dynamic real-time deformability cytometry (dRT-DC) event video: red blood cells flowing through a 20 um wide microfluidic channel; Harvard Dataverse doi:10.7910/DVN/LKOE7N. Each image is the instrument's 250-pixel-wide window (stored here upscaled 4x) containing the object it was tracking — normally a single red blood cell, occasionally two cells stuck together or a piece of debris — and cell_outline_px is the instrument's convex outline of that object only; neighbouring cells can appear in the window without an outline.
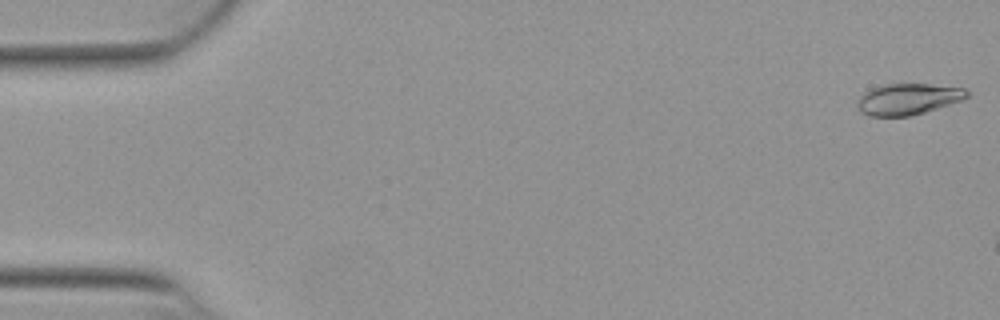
{"species": "Egyptian fruit bat (a non-hibernating species)", "species_latin": "Rousettus aegyptiacus", "temperature_condition": "warm", "stored_images_in_passage": 7, "camera_frame_rate_fps": 3000, "um_per_image_px": 0.085, "animal": {"sex": "female"}, "frame": {"image": 1, "passage_image": 1, "time_ms": 0.0, "image_size_px": [1000, 320], "cell_outline_px": [[968, 96], [960, 100], [912, 116], [868, 116], [860, 112], [856, 104], [860, 96], [864, 92], [880, 84], [928, 84], [964, 88], [968, 92]], "centroid_in_image_um": [77.11, 8.42], "position_along_channel_um": 7.9, "area_um2": 19.83}}